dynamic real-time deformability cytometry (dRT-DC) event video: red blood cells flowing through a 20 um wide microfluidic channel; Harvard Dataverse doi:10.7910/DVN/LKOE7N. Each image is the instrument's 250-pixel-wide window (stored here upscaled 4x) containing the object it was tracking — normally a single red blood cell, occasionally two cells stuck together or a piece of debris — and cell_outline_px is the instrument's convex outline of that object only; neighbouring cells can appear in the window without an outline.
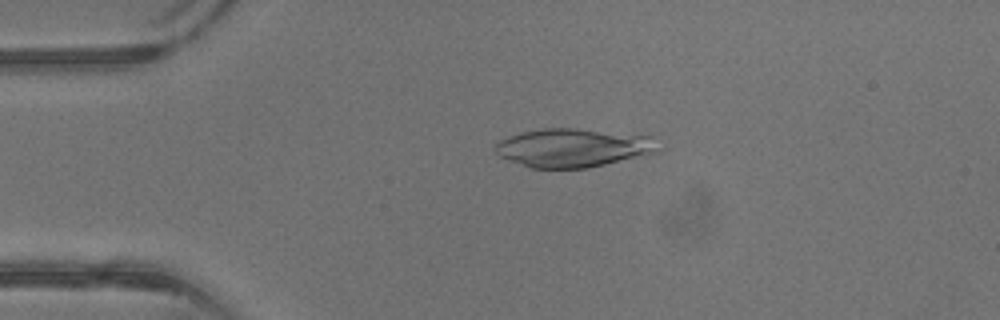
{"species": "common noctule bat (a hibernating species)", "species_latin": "Nyctalus noctula", "temperature_condition": "warm", "stored_images_in_passage": 12, "camera_frame_rate_fps": 3000, "um_per_image_px": 0.085, "animal": {"sex": "male", "body_mass_g": 13.3}, "frame": {"image": 1, "passage_image": 9, "time_ms": 2.667, "image_size_px": [1000, 320], "cell_outline_px": [[664, 148], [660, 152], [588, 168], [528, 168], [508, 160], [500, 156], [492, 148], [500, 140], [508, 136], [520, 132], [544, 128], [572, 128], [652, 136]], "centroid_in_image_um": [48.75, 12.57], "position_along_channel_um": 36.3, "area_um2": 37.05}}